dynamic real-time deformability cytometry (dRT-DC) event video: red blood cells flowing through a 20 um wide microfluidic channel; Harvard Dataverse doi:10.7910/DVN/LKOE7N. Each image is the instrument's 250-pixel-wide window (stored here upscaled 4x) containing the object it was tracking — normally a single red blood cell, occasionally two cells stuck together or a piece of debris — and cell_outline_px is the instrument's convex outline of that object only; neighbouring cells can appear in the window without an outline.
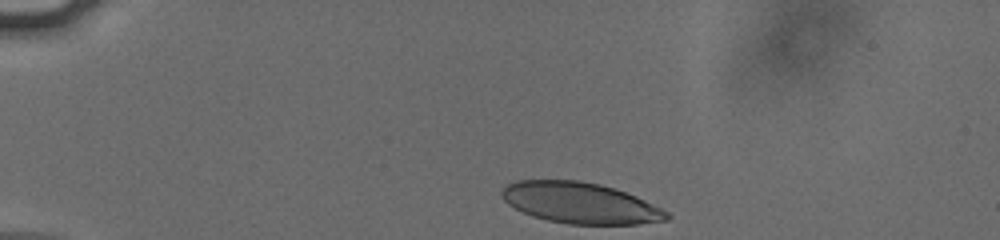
{"species": "human", "species_latin": "Homo sapiens", "temperature_condition": "cold", "stored_images_in_passage": 35, "camera_frame_rate_fps": 3000, "um_per_image_px": 0.085, "donor": {"sex": "male"}, "frame": {"image": 1, "passage_image": 1, "time_ms": 0.0, "image_size_px": [1000, 240], "cell_outline_px": [[672, 216], [668, 220], [636, 224], [568, 224], [548, 220], [532, 216], [508, 204], [504, 200], [500, 192], [508, 184], [516, 180], [576, 180], [600, 184], [636, 196], [668, 212]], "centroid_in_image_um": [49.31, 17.25], "position_along_channel_um": 35.7, "area_um2": 39.13}}
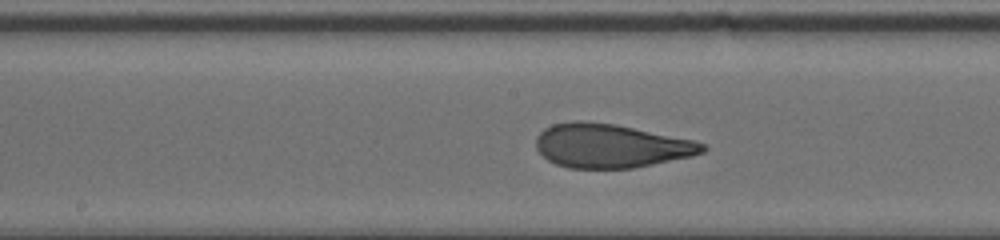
{"frame": {"image": 2, "passage_image": 19, "time_ms": 6.0, "image_size_px": [1000, 240], "cell_outline_px": [[708, 148], [704, 152], [692, 156], [632, 168], [568, 168], [556, 164], [548, 160], [536, 148], [536, 136], [544, 128], [552, 124], [576, 120], [580, 120], [616, 124], [696, 140], [704, 144]], "centroid_in_image_um": [51.92, 12.38], "position_along_channel_um": 196.3, "area_um2": 42.71}}
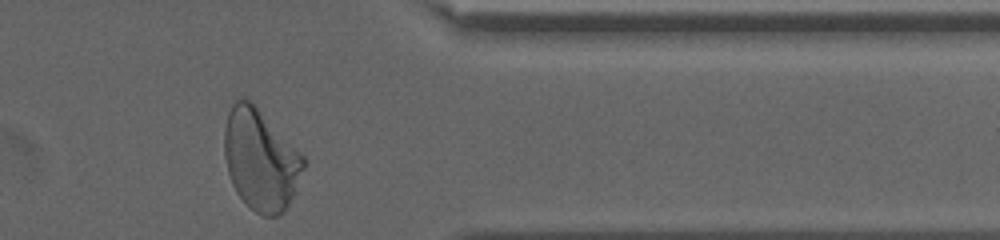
{"frame": {"image": 3, "passage_image": 35, "time_ms": 11.333, "image_size_px": [1000, 240], "cell_outline_px": [[304, 168], [296, 192], [284, 212], [276, 216], [264, 216], [256, 212], [236, 192], [232, 184], [228, 172], [224, 156], [224, 128], [228, 112], [232, 104], [236, 100], [244, 96], [304, 156]], "centroid_in_image_um": [22.14, 13.61], "position_along_channel_um": 389.3, "area_um2": 46.07}, "authors_computed_cell_mechanics": {"area_um2": 42.5986, "velocity_mm_per_s": 3.7901, "shape_relaxation_time_tau1_ms": 4.4995, "shape_relaxation_time_tau2_ms": 0.9946, "deformation_change_tau1": 0.1871, "deformation_change_tau2": 0.0787}}